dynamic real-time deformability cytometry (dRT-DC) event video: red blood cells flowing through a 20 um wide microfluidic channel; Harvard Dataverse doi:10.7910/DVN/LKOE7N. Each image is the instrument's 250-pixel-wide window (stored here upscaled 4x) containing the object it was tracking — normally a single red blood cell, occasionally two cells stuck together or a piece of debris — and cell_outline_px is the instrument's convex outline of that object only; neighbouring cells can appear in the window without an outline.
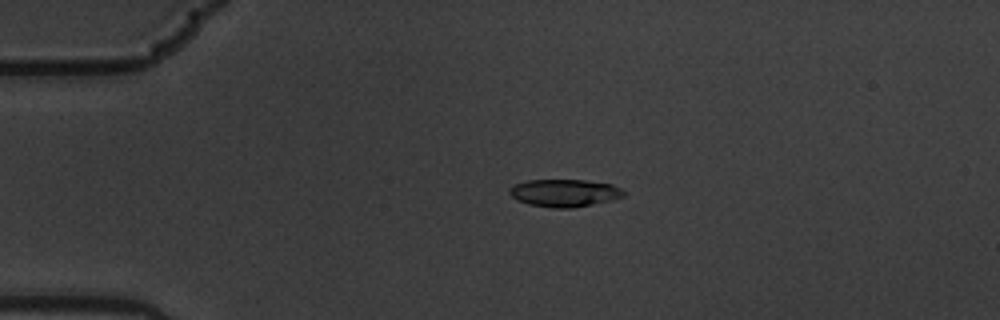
{"species": "common noctule bat (a hibernating species)", "species_latin": "Nyctalus noctula", "temperature_condition": "warm", "stored_images_in_passage": 6, "camera_frame_rate_fps": 3000, "um_per_image_px": 0.085, "animal": {"sex": "male", "body_mass_g": 19.5, "forearm_length_mm": 54.6}, "frame": {"image": 1, "passage_image": 4, "time_ms": 1.0, "image_size_px": [1000, 320], "cell_outline_px": [[624, 196], [612, 200], [572, 208], [552, 208], [528, 204], [516, 200], [508, 192], [508, 188], [512, 184], [528, 180], [584, 180], [612, 184], [620, 188], [624, 192]], "centroid_in_image_um": [47.93, 16.4], "position_along_channel_um": 37.1, "area_um2": 18.44}}
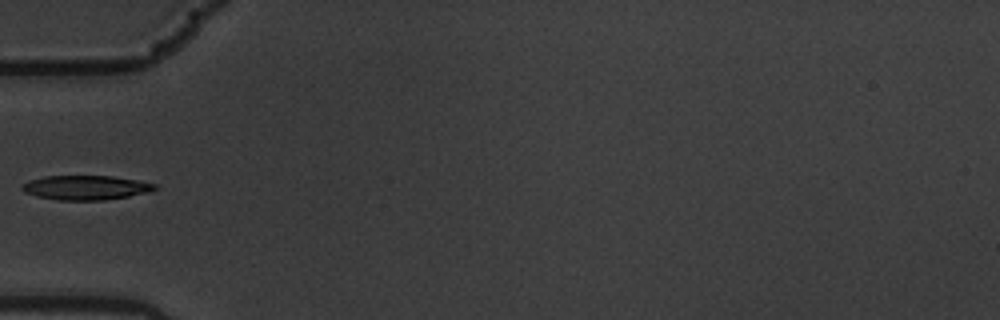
{"frame": {"image": 2, "passage_image": 6, "time_ms": 1.667, "image_size_px": [1000, 320], "cell_outline_px": [[156, 188], [148, 192], [128, 196], [104, 200], [56, 200], [24, 192], [20, 188], [28, 180], [44, 176], [112, 176], [136, 180], [156, 184]], "centroid_in_image_um": [7.27, 15.94], "position_along_channel_um": 77.7, "area_um2": 18.67}}